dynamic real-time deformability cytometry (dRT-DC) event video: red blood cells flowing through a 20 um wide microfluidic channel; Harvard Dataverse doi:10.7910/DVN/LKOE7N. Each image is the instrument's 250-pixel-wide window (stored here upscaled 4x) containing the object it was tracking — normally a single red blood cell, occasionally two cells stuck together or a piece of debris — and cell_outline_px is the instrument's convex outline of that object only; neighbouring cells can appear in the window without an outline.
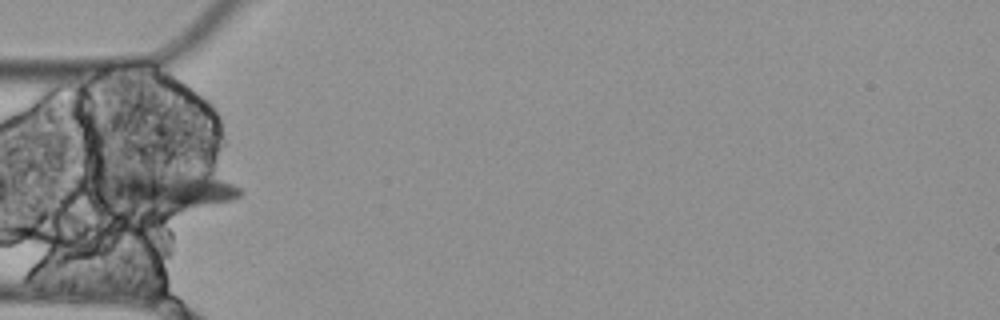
{"species": "Egyptian fruit bat (a non-hibernating species)", "species_latin": "Rousettus aegyptiacus", "temperature_condition": "cold", "stored_images_in_passage": 8, "segment_of_instrument_passage": [1, 2], "camera_frame_rate_fps": 3000, "um_per_image_px": 0.085, "animal": {"sex": "female"}, "frame": {"image": 1, "passage_image": 5, "time_ms": 1.333, "image_size_px": [1000, 320], "cell_outline_px": [[244, 192], [240, 196], [232, 200], [168, 216], [108, 204], [100, 200], [96, 196], [92, 176], [92, 172], [204, 172], [232, 184], [240, 188]], "centroid_in_image_um": [13.85, 16.22], "position_along_channel_um": 71.1, "area_um2": 35.6}}